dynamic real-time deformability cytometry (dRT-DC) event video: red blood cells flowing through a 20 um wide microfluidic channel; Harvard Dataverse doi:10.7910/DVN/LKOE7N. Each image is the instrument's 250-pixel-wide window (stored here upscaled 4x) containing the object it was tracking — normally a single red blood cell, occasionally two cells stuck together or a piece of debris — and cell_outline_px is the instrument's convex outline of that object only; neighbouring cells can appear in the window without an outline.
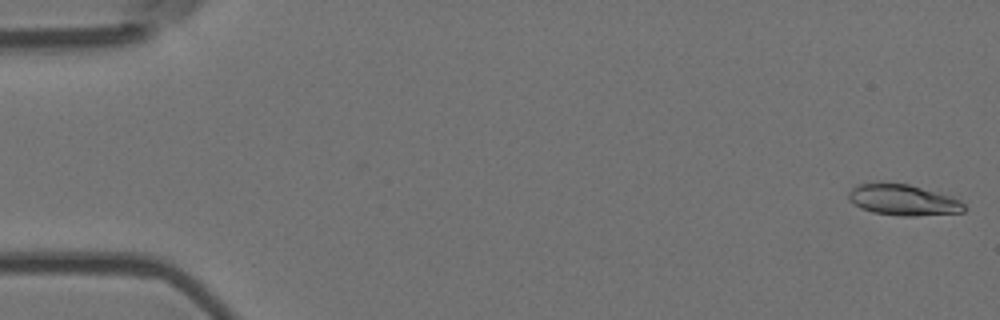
{"species": "Egyptian fruit bat (a non-hibernating species)", "species_latin": "Rousettus aegyptiacus", "temperature_condition": "room temperature", "stored_images_in_passage": 5, "camera_frame_rate_fps": 3000, "um_per_image_px": 0.085, "animal": {"sex": "female"}, "frame": {"image": 1, "passage_image": 1, "time_ms": 0.0, "image_size_px": [1000, 320], "cell_outline_px": [[968, 208], [964, 212], [916, 216], [900, 216], [872, 212], [860, 208], [848, 200], [848, 192], [856, 184], [880, 180], [908, 184], [952, 196], [960, 200]], "centroid_in_image_um": [76.73, 16.97], "position_along_channel_um": 8.3, "area_um2": 21.56}}
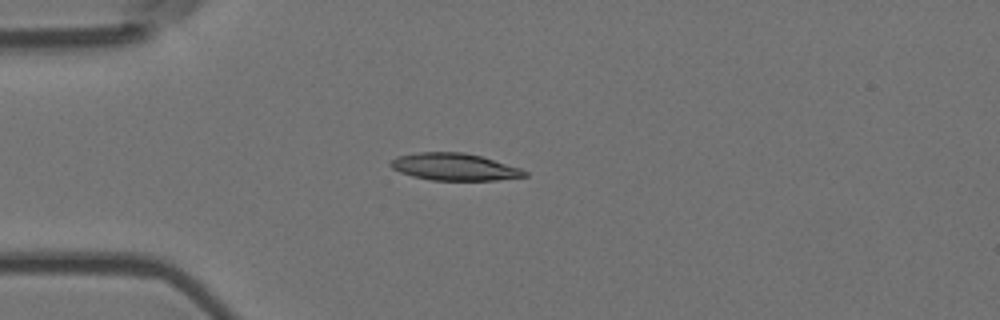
{"frame": {"image": 2, "passage_image": 5, "time_ms": 1.333, "image_size_px": [1000, 320], "cell_outline_px": [[528, 176], [496, 180], [432, 180], [412, 176], [400, 172], [392, 168], [388, 164], [396, 156], [420, 152], [464, 152], [480, 156], [520, 168], [528, 172]], "centroid_in_image_um": [38.6, 14.18], "position_along_channel_um": 46.4, "area_um2": 21.1}}